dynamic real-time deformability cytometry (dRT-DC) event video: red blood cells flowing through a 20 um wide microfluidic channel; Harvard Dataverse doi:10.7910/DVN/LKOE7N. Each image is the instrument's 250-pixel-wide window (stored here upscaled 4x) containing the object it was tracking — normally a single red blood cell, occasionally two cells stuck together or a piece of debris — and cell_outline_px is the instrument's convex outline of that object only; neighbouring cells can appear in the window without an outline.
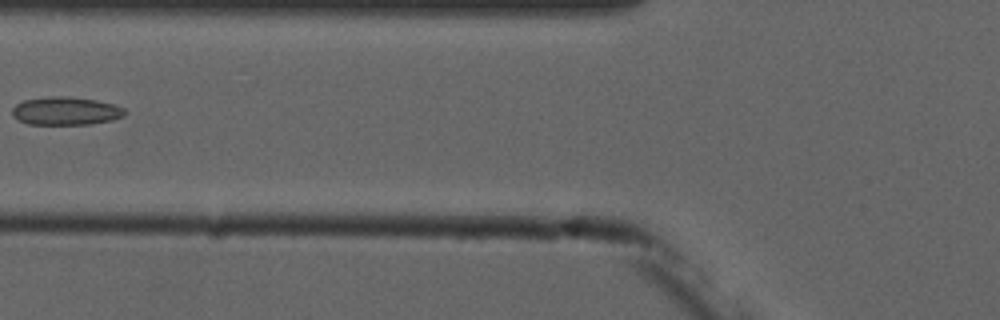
{"species": "common noctule bat (a hibernating species)", "species_latin": "Nyctalus noctula", "temperature_condition": "cold", "stored_images_in_passage": 5, "camera_frame_rate_fps": 3000, "um_per_image_px": 0.085, "animal": {"sex": "male", "forearm_length_mm": 52.5}, "frame": {"image": 1, "passage_image": 4, "time_ms": 3.667, "image_size_px": [1000, 320], "cell_outline_px": [[124, 116], [112, 120], [88, 124], [28, 124], [16, 120], [12, 116], [12, 108], [16, 104], [24, 100], [48, 96], [68, 96], [96, 100], [112, 104], [124, 108]], "centroid_in_image_um": [5.54, 9.43], "position_along_channel_um": 120.3, "area_um2": 18.5}}
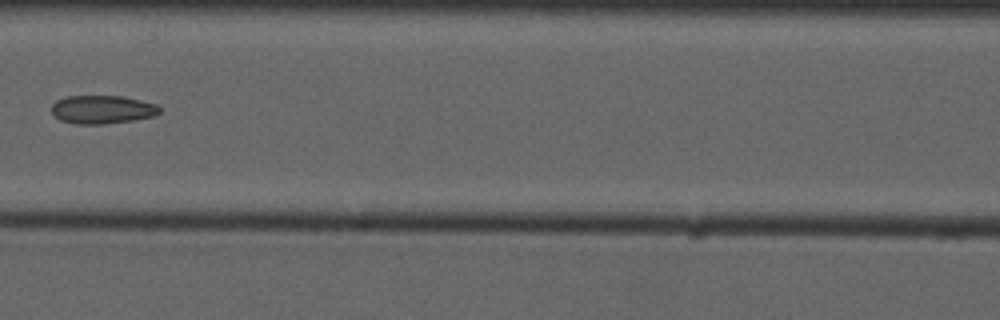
{"frame": {"image": 2, "passage_image": 5, "time_ms": 4.667, "image_size_px": [1000, 320], "cell_outline_px": [[160, 112], [152, 116], [132, 120], [104, 124], [76, 124], [60, 120], [52, 112], [52, 104], [56, 100], [64, 96], [124, 96], [156, 104], [160, 108]], "centroid_in_image_um": [8.67, 9.3], "position_along_channel_um": 157.9, "area_um2": 17.8}}